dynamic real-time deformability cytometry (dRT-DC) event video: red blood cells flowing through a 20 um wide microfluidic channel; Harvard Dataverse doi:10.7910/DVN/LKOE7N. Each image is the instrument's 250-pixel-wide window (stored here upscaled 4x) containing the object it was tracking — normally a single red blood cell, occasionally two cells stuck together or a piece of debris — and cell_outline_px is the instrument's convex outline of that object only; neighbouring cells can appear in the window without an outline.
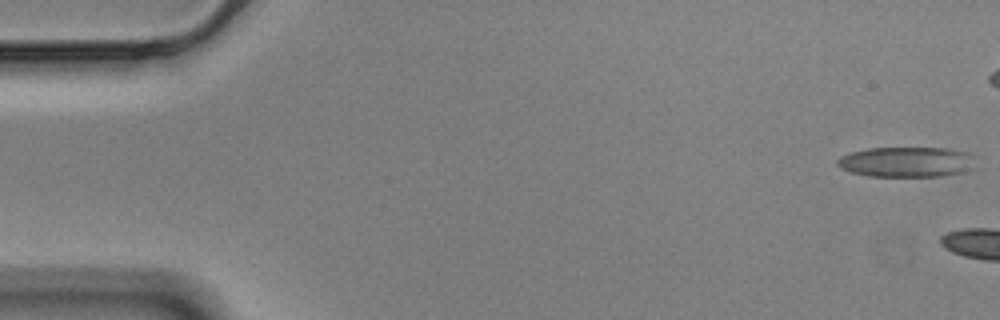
{"species": "Egyptian fruit bat (a non-hibernating species)", "species_latin": "Rousettus aegyptiacus", "temperature_condition": "cold", "stored_images_in_passage": 9, "camera_frame_rate_fps": 3000, "um_per_image_px": 0.085, "animal": {"sex": "male"}, "frame": {"image": 1, "passage_image": 1, "time_ms": 0.0, "image_size_px": [1000, 320], "cell_outline_px": [[968, 152], [964, 172], [944, 176], [868, 176], [852, 172], [840, 168], [836, 164], [836, 160], [840, 156], [852, 152], [868, 148], [948, 148]], "centroid_in_image_um": [76.88, 13.76], "position_along_channel_um": 8.1, "area_um2": 23.64}}